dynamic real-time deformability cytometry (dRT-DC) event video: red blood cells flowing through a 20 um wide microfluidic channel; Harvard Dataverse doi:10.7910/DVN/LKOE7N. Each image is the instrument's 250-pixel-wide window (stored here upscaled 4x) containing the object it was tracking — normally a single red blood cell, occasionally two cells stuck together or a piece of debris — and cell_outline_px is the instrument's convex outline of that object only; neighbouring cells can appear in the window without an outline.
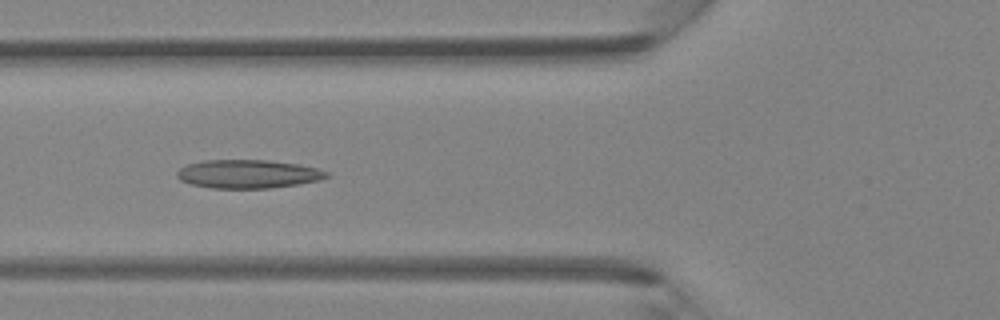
{"species": "Egyptian fruit bat (a non-hibernating species)", "species_latin": "Rousettus aegyptiacus", "temperature_condition": "room temperature", "stored_images_in_passage": 42, "camera_frame_rate_fps": 3000, "um_per_image_px": 0.085, "animal": {"sex": "female"}, "frame": {"image": 1, "passage_image": 14, "time_ms": 4.333, "image_size_px": [1000, 320], "cell_outline_px": [[332, 176], [320, 180], [300, 184], [272, 188], [212, 188], [188, 184], [180, 180], [176, 176], [176, 172], [180, 168], [188, 164], [204, 160], [268, 160], [300, 164], [316, 168], [328, 172]], "centroid_in_image_um": [21.1, 14.79], "position_along_channel_um": 104.7, "area_um2": 25.14}}
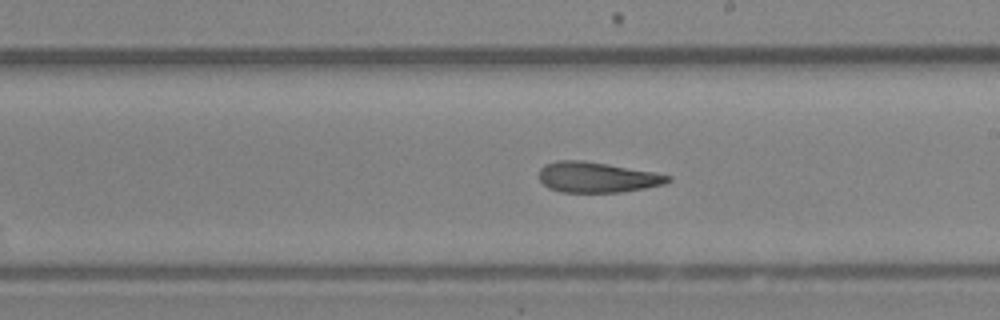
{"frame": {"image": 2, "passage_image": 23, "time_ms": 7.333, "image_size_px": [1000, 320], "cell_outline_px": [[672, 180], [664, 184], [644, 188], [620, 192], [560, 192], [548, 188], [540, 180], [540, 168], [544, 164], [556, 160], [584, 160], [608, 164], [652, 172], [672, 176]], "centroid_in_image_um": [50.72, 15.06], "position_along_channel_um": 238.3, "area_um2": 22.83}}
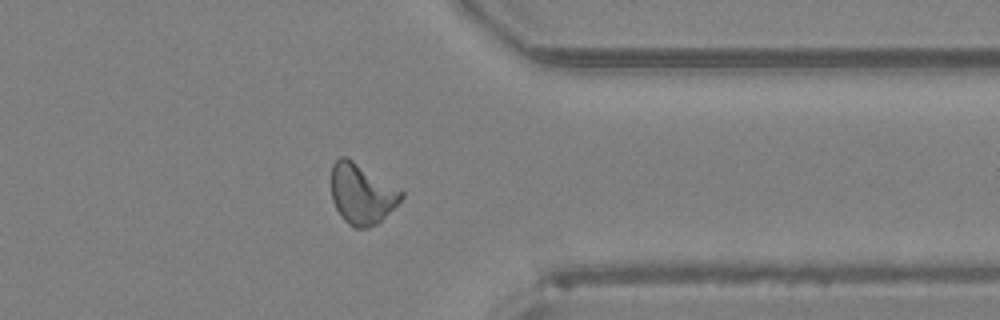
{"frame": {"image": 3, "passage_image": 33, "time_ms": 10.667, "image_size_px": [1000, 320], "cell_outline_px": [[404, 196], [376, 224], [368, 228], [356, 228], [348, 224], [340, 216], [332, 200], [332, 164], [340, 156], [344, 156], [352, 160], [404, 192]], "centroid_in_image_um": [30.71, 16.49], "position_along_channel_um": 380.7, "area_um2": 24.1}}